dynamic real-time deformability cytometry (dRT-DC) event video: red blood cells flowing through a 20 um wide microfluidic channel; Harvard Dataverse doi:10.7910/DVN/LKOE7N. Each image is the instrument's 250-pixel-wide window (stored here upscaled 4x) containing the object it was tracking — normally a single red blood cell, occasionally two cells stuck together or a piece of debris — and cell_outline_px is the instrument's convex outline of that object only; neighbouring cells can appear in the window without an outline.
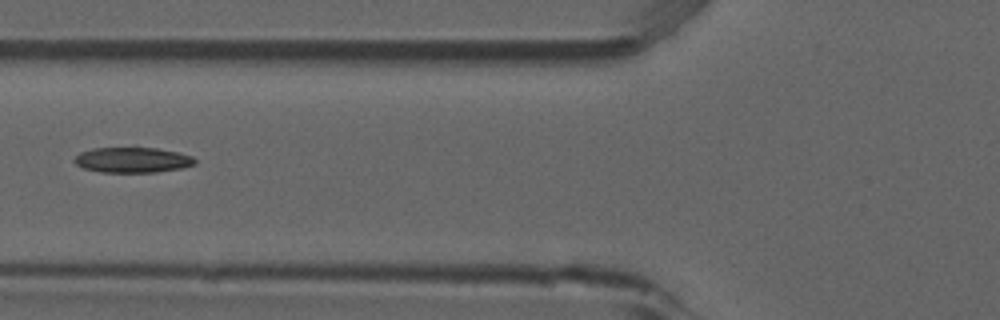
{"species": "common noctule bat (a hibernating species)", "species_latin": "Nyctalus noctula", "temperature_condition": "room temperature", "stored_images_in_passage": 6, "camera_frame_rate_fps": 3000, "um_per_image_px": 0.085, "animal": {"sex": "male", "forearm_length_mm": 52.5}, "frame": {"image": 1, "passage_image": 5, "time_ms": 1.333, "image_size_px": [1000, 320], "cell_outline_px": [[196, 164], [184, 168], [156, 172], [100, 172], [84, 168], [76, 164], [72, 160], [80, 152], [92, 148], [136, 144], [180, 152], [192, 156], [196, 160]], "centroid_in_image_um": [11.27, 13.54], "position_along_channel_um": 114.5, "area_um2": 18.9}}
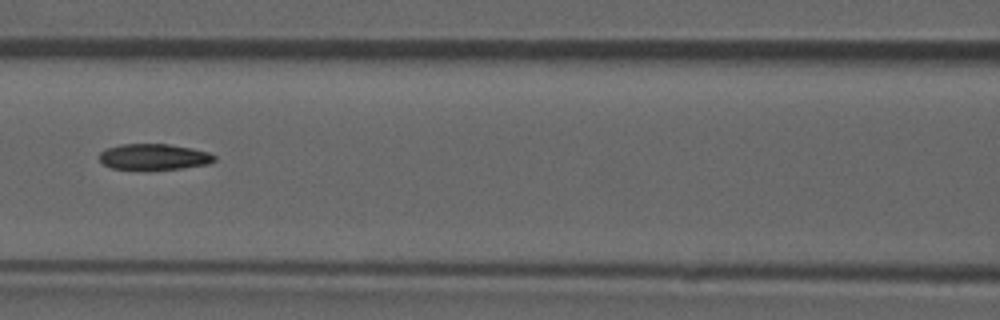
{"frame": {"image": 2, "passage_image": 6, "time_ms": 1.667, "image_size_px": [1000, 320], "cell_outline_px": [[216, 160], [208, 164], [180, 168], [112, 168], [104, 164], [100, 160], [100, 152], [108, 148], [120, 144], [168, 144], [192, 148], [208, 152], [216, 156]], "centroid_in_image_um": [13.11, 13.3], "position_along_channel_um": 153.5, "area_um2": 16.94}}